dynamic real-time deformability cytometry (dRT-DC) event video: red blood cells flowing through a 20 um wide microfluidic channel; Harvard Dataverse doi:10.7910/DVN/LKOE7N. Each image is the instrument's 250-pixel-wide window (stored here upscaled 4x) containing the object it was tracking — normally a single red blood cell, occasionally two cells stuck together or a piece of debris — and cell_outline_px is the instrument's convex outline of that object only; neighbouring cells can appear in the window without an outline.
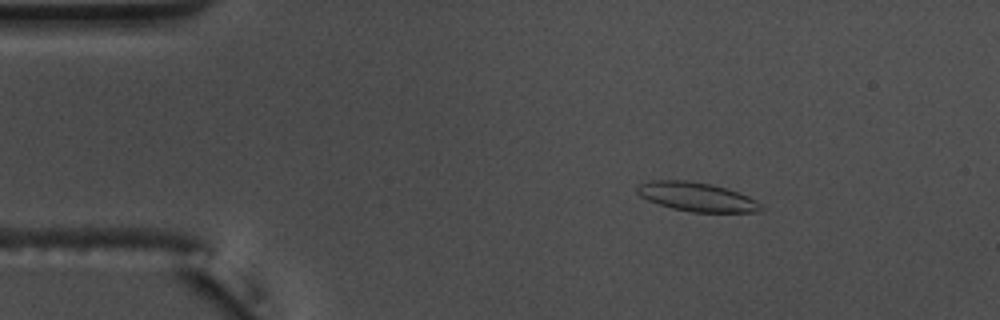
{"species": "common noctule bat (a hibernating species)", "species_latin": "Nyctalus noctula", "temperature_condition": "warm", "stored_images_in_passage": 55, "camera_frame_rate_fps": 3000, "um_per_image_px": 0.085, "animal": {"sex": "male", "body_mass_g": 17.5, "forearm_length_mm": 52.3}, "frame": {"image": 1, "passage_image": 9, "time_ms": 2.667, "image_size_px": [1000, 320], "cell_outline_px": [[764, 208], [760, 212], [692, 212], [672, 208], [648, 200], [640, 196], [636, 192], [636, 188], [640, 184], [652, 180], [688, 180], [712, 184], [748, 196], [756, 200]], "centroid_in_image_um": [59.22, 16.73], "position_along_channel_um": 25.8, "area_um2": 20.81}}
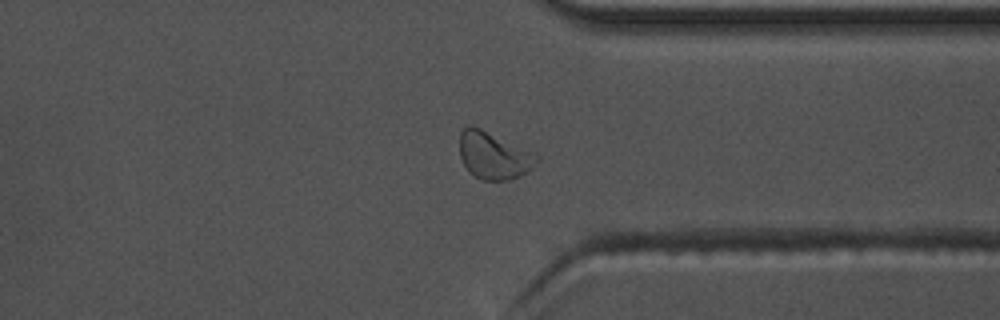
{"frame": {"image": 2, "passage_image": 42, "time_ms": 13.667, "image_size_px": [1000, 320], "cell_outline_px": [[540, 160], [528, 172], [520, 176], [508, 180], [484, 180], [468, 172], [460, 156], [460, 132], [468, 124], [472, 124], [536, 152], [540, 156]], "centroid_in_image_um": [42.0, 13.2], "position_along_channel_um": 369.4, "area_um2": 21.68}}
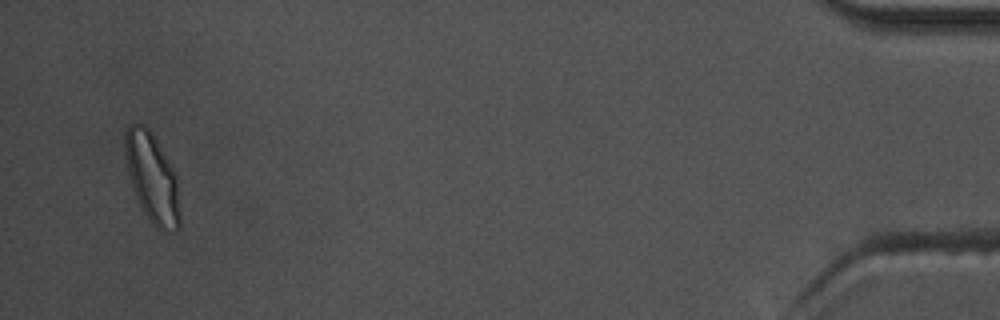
{"frame": {"image": 3, "passage_image": 53, "time_ms": 17.333, "image_size_px": [1000, 320], "cell_outline_px": [[180, 228], [176, 232], [160, 232], [148, 220], [132, 188], [124, 152], [124, 132], [128, 124], [144, 124], [152, 132], [168, 160], [176, 176], [180, 212]], "centroid_in_image_um": [12.93, 15.15], "position_along_channel_um": 422.3, "area_um2": 28.84}, "authors_computed_cell_mechanics": {"area_um2": 20.23, "velocity_mm_per_s": 3.7255, "shape_relaxation_time_tau1_ms": 4.1678, "shape_relaxation_time_tau2_ms": 1.9735, "deformation_change_tau1": 0.1509, "deformation_change_tau2": 0.0843}}